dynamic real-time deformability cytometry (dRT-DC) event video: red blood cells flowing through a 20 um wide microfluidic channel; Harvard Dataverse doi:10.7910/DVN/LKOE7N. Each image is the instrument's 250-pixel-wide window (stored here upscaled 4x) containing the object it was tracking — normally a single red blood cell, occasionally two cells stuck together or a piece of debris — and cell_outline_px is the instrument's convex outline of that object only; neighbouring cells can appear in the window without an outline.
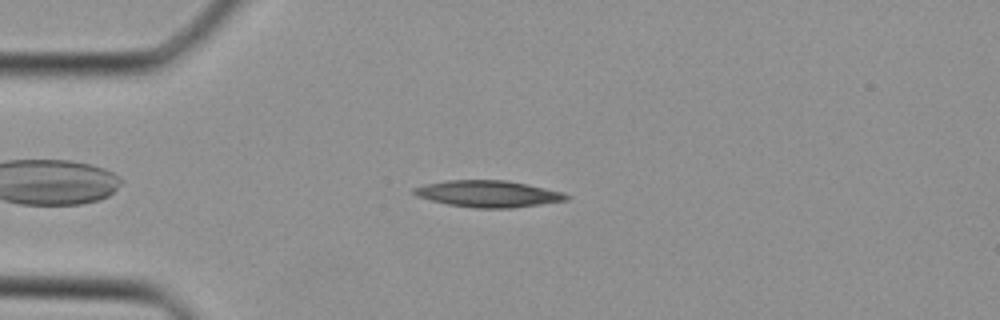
{"species": "Egyptian fruit bat (a non-hibernating species)", "species_latin": "Rousettus aegyptiacus", "temperature_condition": "cold", "stored_images_in_passage": 34, "camera_frame_rate_fps": 3000, "um_per_image_px": 0.085, "animal": {"sex": "female"}, "frame": {"image": 1, "passage_image": 5, "time_ms": 1.333, "image_size_px": [1000, 320], "cell_outline_px": [[568, 200], [512, 208], [476, 208], [448, 204], [416, 196], [412, 192], [412, 188], [424, 184], [448, 180], [504, 180], [564, 192], [568, 196]], "centroid_in_image_um": [41.46, 16.47], "position_along_channel_um": 43.5, "area_um2": 23.41}}
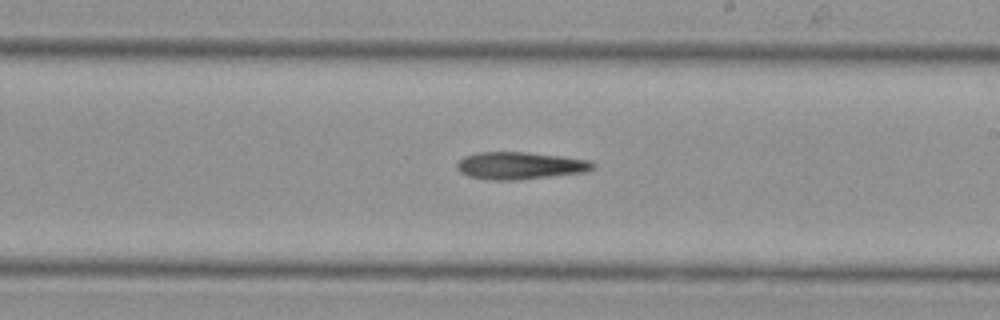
{"frame": {"image": 2, "passage_image": 18, "time_ms": 5.667, "image_size_px": [1000, 320], "cell_outline_px": [[596, 168], [588, 172], [520, 180], [488, 180], [468, 176], [460, 172], [456, 168], [456, 164], [464, 156], [476, 152], [528, 152], [592, 160], [596, 164]], "centroid_in_image_um": [44.24, 14.08], "position_along_channel_um": 244.8, "area_um2": 22.08}}
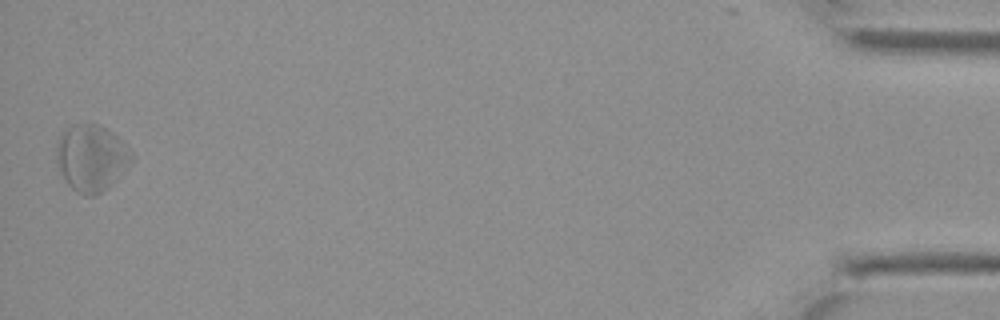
{"frame": {"image": 3, "passage_image": 34, "time_ms": 11.0, "image_size_px": [1000, 320], "cell_outline_px": [[132, 160], [112, 184], [108, 188], [92, 196], [84, 196], [76, 192], [68, 184], [56, 160], [56, 148], [60, 136], [72, 124], [100, 124], [112, 132], [132, 152]], "centroid_in_image_um": [7.76, 13.42], "position_along_channel_um": 427.4, "area_um2": 28.67}}